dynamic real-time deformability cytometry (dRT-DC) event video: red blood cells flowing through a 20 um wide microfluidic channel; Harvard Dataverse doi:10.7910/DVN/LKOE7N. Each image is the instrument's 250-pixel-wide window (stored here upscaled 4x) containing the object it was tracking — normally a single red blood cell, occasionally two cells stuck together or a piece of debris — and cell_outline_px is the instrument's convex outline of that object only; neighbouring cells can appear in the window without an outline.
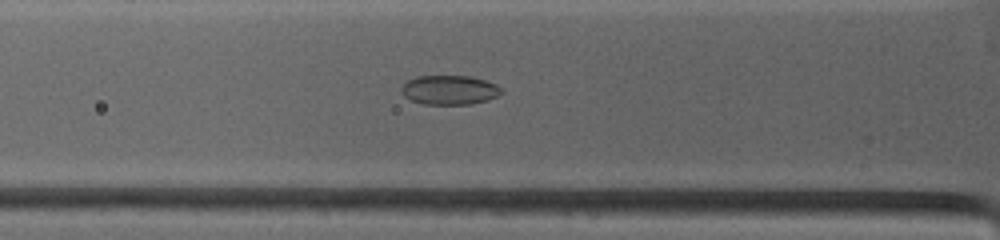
{"species": "common noctule bat (a hibernating species)", "species_latin": "Nyctalus noctula", "temperature_condition": "warm", "stored_images_in_passage": 74, "camera_frame_rate_fps": 4500, "um_per_image_px": 0.085, "animal": {"sex": "female", "body_mass_g": 19.0, "forearm_length_mm": 53.3}, "frame": {"image": 1, "passage_image": 3, "time_ms": 0.444, "image_size_px": [1000, 240], "cell_outline_px": [[504, 92], [488, 100], [472, 104], [424, 104], [412, 100], [404, 96], [400, 92], [400, 88], [408, 80], [416, 76], [472, 76], [496, 84]], "centroid_in_image_um": [38.2, 7.64], "position_along_channel_um": 87.6, "area_um2": 17.11}}
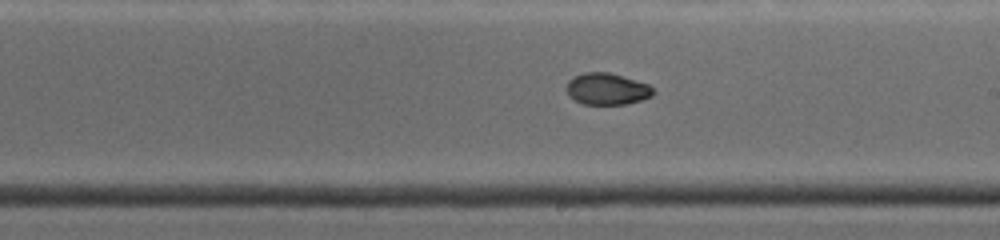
{"frame": {"image": 2, "passage_image": 25, "time_ms": 4.222, "image_size_px": [1000, 240], "cell_outline_px": [[656, 92], [652, 96], [640, 100], [624, 104], [584, 104], [568, 96], [564, 88], [568, 80], [572, 76], [584, 72], [608, 72], [648, 84]], "centroid_in_image_um": [51.54, 7.55], "position_along_channel_um": 237.5, "area_um2": 16.07}}
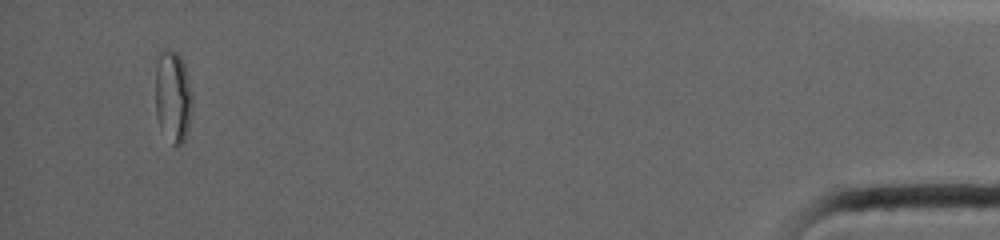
{"frame": {"image": 3, "passage_image": 64, "time_ms": 11.778, "image_size_px": [1000, 240], "cell_outline_px": [[192, 104], [188, 132], [184, 140], [176, 148], [172, 144], [160, 128], [156, 116], [156, 52], [160, 48], [172, 48], [180, 56], [184, 64], [192, 96]], "centroid_in_image_um": [14.67, 8.16], "position_along_channel_um": 420.5, "area_um2": 20.23}}